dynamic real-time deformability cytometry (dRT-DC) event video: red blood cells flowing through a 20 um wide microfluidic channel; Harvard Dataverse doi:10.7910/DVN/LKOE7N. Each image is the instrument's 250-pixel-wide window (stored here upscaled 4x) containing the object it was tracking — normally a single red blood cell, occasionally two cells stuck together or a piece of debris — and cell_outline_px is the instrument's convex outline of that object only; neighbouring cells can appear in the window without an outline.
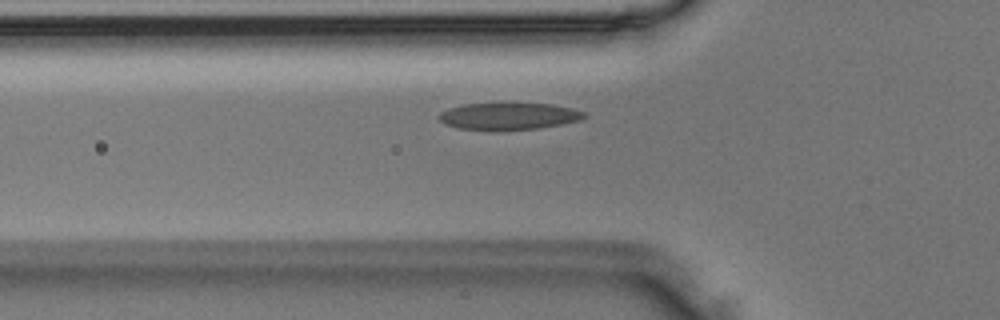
{"species": "Egyptian fruit bat (a non-hibernating species)", "species_latin": "Rousettus aegyptiacus", "temperature_condition": "room temperature", "stored_images_in_passage": 35, "camera_frame_rate_fps": 3000, "um_per_image_px": 0.085, "animal": {"sex": "male"}, "frame": {"image": 1, "passage_image": 3, "time_ms": 0.667, "image_size_px": [1000, 320], "cell_outline_px": [[588, 116], [580, 120], [560, 124], [536, 128], [496, 132], [492, 132], [456, 128], [444, 124], [436, 116], [440, 112], [448, 108], [464, 104], [552, 104], [572, 108], [584, 112]], "centroid_in_image_um": [43.17, 9.91], "position_along_channel_um": 82.6, "area_um2": 23.18}}
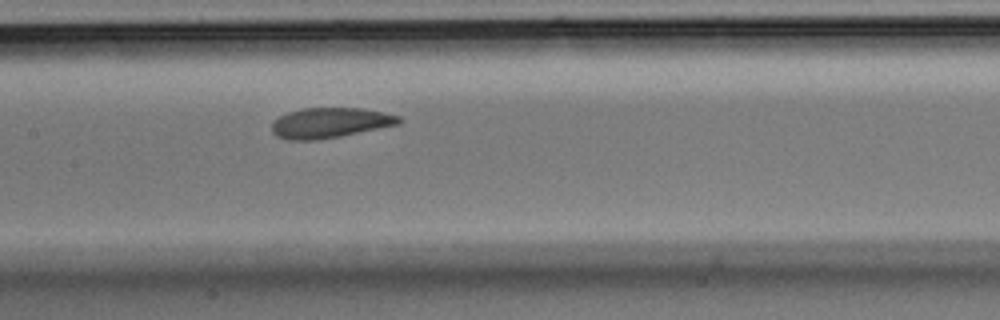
{"frame": {"image": 2, "passage_image": 10, "time_ms": 3.0, "image_size_px": [1000, 320], "cell_outline_px": [[400, 124], [340, 136], [316, 140], [288, 140], [276, 136], [272, 132], [272, 120], [288, 112], [300, 108], [360, 108], [384, 112], [400, 116]], "centroid_in_image_um": [28.01, 10.44], "position_along_channel_um": 179.4, "area_um2": 22.43}}
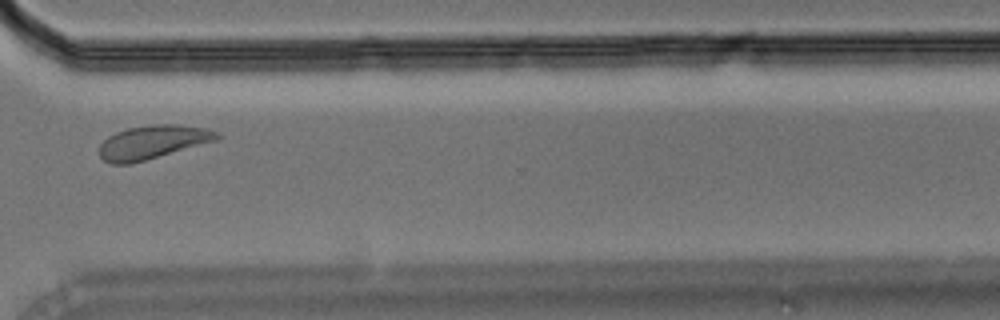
{"frame": {"image": 3, "passage_image": 23, "time_ms": 7.333, "image_size_px": [1000, 320], "cell_outline_px": [[224, 136], [216, 140], [144, 160], [128, 164], [112, 164], [104, 160], [100, 156], [100, 144], [108, 136], [116, 132], [128, 128], [152, 124], [176, 124], [208, 128], [220, 132]], "centroid_in_image_um": [13.0, 12.06], "position_along_channel_um": 357.6, "area_um2": 22.89}}